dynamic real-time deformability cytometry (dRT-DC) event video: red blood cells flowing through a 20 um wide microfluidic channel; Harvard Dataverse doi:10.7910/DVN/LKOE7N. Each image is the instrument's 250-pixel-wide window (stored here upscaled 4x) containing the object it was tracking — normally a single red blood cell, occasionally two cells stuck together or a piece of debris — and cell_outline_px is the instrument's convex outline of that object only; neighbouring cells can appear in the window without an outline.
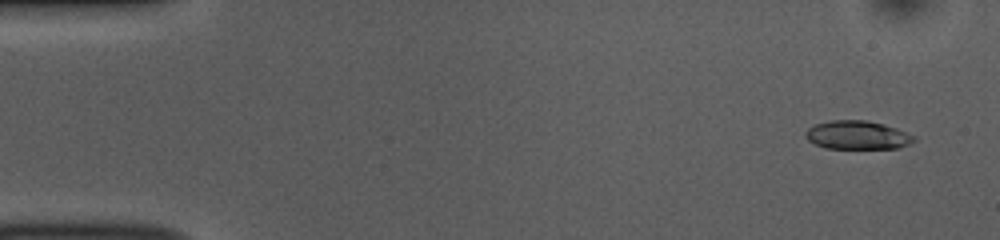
{"species": "common noctule bat (a hibernating species)", "species_latin": "Nyctalus noctula", "temperature_condition": "room temperature", "stored_images_in_passage": 53, "camera_frame_rate_fps": 3000, "um_per_image_px": 0.085, "animal": {"sex": "female", "body_mass_g": 10.0, "forearm_length_mm": 53.1}, "frame": {"image": 1, "passage_image": 3, "time_ms": 0.667, "image_size_px": [1000, 240], "cell_outline_px": [[916, 140], [900, 148], [824, 148], [808, 140], [804, 136], [804, 132], [808, 128], [816, 124], [832, 120], [868, 120], [884, 124], [896, 128], [916, 136]], "centroid_in_image_um": [72.88, 11.48], "position_along_channel_um": 12.1, "area_um2": 18.09}}
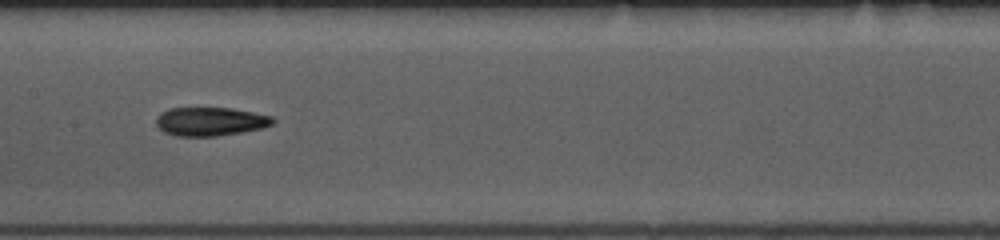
{"frame": {"image": 2, "passage_image": 26, "time_ms": 8.333, "image_size_px": [1000, 240], "cell_outline_px": [[276, 120], [272, 124], [260, 128], [240, 132], [216, 136], [176, 136], [164, 132], [156, 124], [156, 120], [160, 112], [168, 108], [232, 108], [272, 116]], "centroid_in_image_um": [17.85, 10.32], "position_along_channel_um": 189.5, "area_um2": 19.36}}
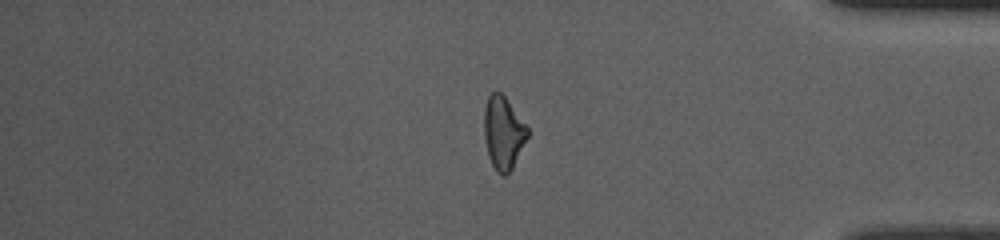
{"frame": {"image": 3, "passage_image": 44, "time_ms": 14.333, "image_size_px": [1000, 240], "cell_outline_px": [[528, 136], [512, 168], [504, 176], [500, 176], [496, 172], [488, 156], [484, 136], [484, 108], [488, 96], [492, 92], [500, 92], [504, 96], [528, 128]], "centroid_in_image_um": [42.75, 11.3], "position_along_channel_um": 392.4, "area_um2": 18.21}, "authors_computed_cell_mechanics": {"area_um2": 18.785, "velocity_mm_per_s": 3.7945, "shape_relaxation_time_tau1_ms": 8.4154, "shape_relaxation_time_tau2_ms": 2.614, "deformation_change_tau1": 0.2237, "deformation_change_tau2": 0.11}}